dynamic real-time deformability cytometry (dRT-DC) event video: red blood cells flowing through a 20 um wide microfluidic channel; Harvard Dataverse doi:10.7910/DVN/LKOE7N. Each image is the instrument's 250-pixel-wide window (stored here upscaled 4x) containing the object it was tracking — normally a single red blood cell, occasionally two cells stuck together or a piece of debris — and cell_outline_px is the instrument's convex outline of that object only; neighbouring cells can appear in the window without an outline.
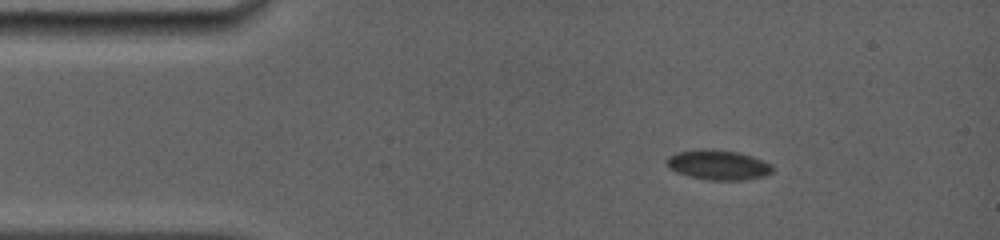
{"species": "common noctule bat (a hibernating species)", "species_latin": "Nyctalus noctula", "temperature_condition": "room temperature", "stored_images_in_passage": 31, "camera_frame_rate_fps": 5000, "um_per_image_px": 0.085, "animal": {"sex": "female", "body_mass_g": 19.0, "forearm_length_mm": 56.7}, "frame": {"image": 1, "passage_image": 1, "time_ms": 0.0, "image_size_px": [1000, 240], "cell_outline_px": [[772, 172], [764, 176], [744, 180], [712, 180], [688, 176], [676, 172], [668, 168], [664, 160], [668, 156], [676, 152], [704, 148], [712, 148], [740, 152], [764, 160], [772, 164]], "centroid_in_image_um": [61.02, 14.0], "position_along_channel_um": 24.0, "area_um2": 18.79}}
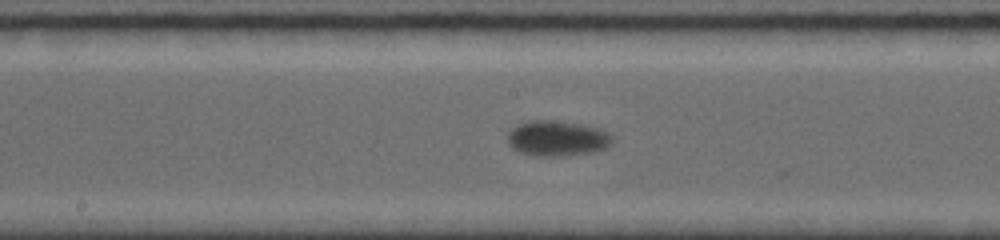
{"frame": {"image": 2, "passage_image": 14, "time_ms": 6.4, "image_size_px": [1000, 240], "cell_outline_px": [[612, 140], [604, 148], [596, 152], [564, 156], [536, 156], [520, 152], [512, 148], [508, 144], [508, 132], [512, 128], [528, 120], [548, 120], [580, 124], [596, 128], [608, 132], [612, 136]], "centroid_in_image_um": [47.33, 11.77], "position_along_channel_um": 200.9, "area_um2": 21.5}}
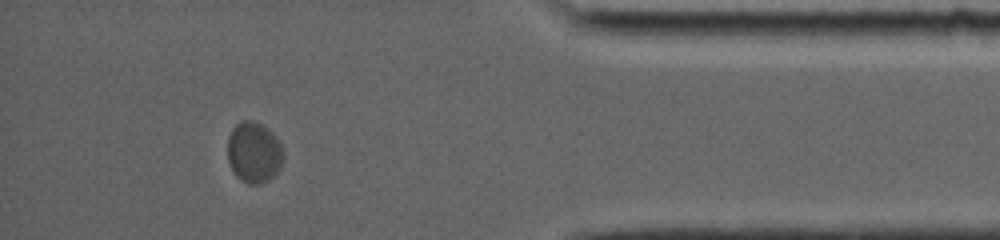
{"frame": {"image": 3, "passage_image": 27, "time_ms": 12.8, "image_size_px": [1000, 240], "cell_outline_px": [[284, 160], [276, 172], [268, 180], [260, 184], [248, 184], [240, 180], [236, 176], [228, 160], [228, 136], [232, 128], [236, 124], [244, 120], [252, 120], [264, 124], [280, 140], [284, 152]], "centroid_in_image_um": [21.6, 12.93], "position_along_channel_um": 413.6, "area_um2": 20.11}, "authors_computed_cell_mechanics": {"area_um2": 19.652, "velocity_mm_per_s": 3.6949, "shape_relaxation_time_tau1_ms": 1.7771, "shape_relaxation_time_tau2_ms": null, "deformation_change_tau1": 0.0678, "deformation_change_tau2": null}}